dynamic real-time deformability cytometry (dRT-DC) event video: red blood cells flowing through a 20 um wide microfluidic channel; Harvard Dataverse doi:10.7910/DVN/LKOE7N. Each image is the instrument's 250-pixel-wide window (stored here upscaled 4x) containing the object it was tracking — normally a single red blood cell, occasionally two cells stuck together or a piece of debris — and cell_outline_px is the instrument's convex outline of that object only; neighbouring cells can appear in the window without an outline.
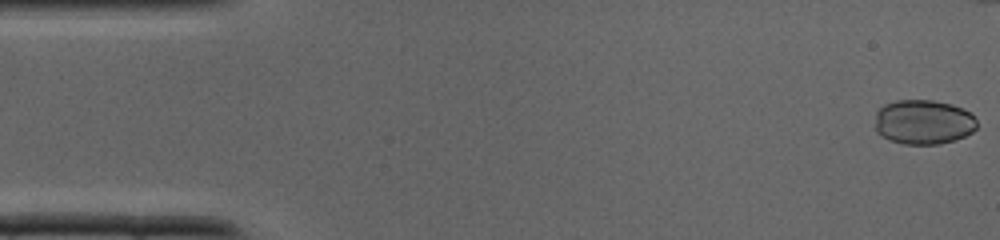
{"species": "common noctule bat (a hibernating species)", "species_latin": "Nyctalus noctula", "temperature_condition": "cold", "stored_images_in_passage": 30, "camera_frame_rate_fps": 3000, "um_per_image_px": 0.085, "animal": {"sex": "male", "body_mass_g": 19.0, "forearm_length_mm": 50.8}, "frame": {"image": 1, "passage_image": 1, "time_ms": 0.0, "image_size_px": [1000, 240], "cell_outline_px": [[976, 128], [972, 132], [964, 136], [940, 144], [904, 144], [888, 140], [880, 136], [876, 132], [876, 112], [884, 104], [896, 100], [932, 100], [952, 104], [972, 112], [976, 120]], "centroid_in_image_um": [78.48, 10.37], "position_along_channel_um": 6.5, "area_um2": 26.7}}
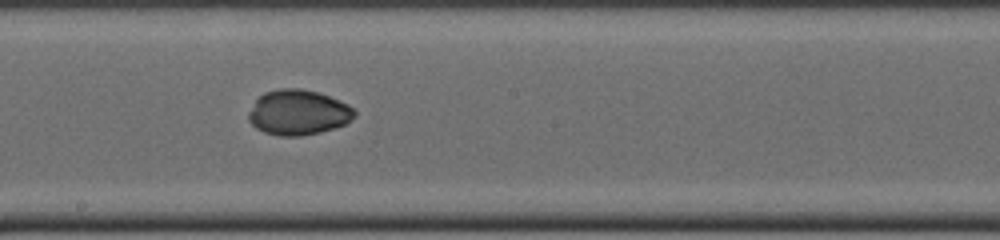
{"frame": {"image": 2, "passage_image": 20, "time_ms": 6.333, "image_size_px": [1000, 240], "cell_outline_px": [[356, 116], [344, 124], [320, 132], [300, 136], [280, 136], [264, 132], [256, 128], [248, 120], [248, 112], [256, 100], [264, 92], [280, 88], [300, 88], [316, 92], [328, 96], [348, 104], [356, 112]], "centroid_in_image_um": [25.32, 9.56], "position_along_channel_um": 222.9, "area_um2": 27.74}}
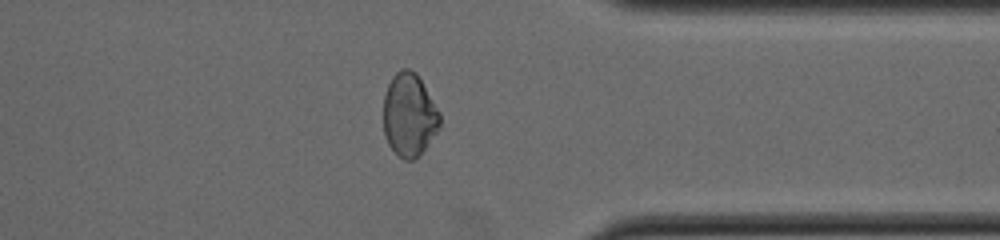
{"frame": {"image": 3, "passage_image": 29, "time_ms": 9.333, "image_size_px": [1000, 240], "cell_outline_px": [[440, 128], [424, 148], [412, 160], [404, 160], [388, 144], [384, 132], [384, 96], [388, 84], [392, 76], [400, 68], [408, 68], [416, 72], [440, 112]], "centroid_in_image_um": [34.78, 9.73], "position_along_channel_um": 376.6, "area_um2": 27.11}}